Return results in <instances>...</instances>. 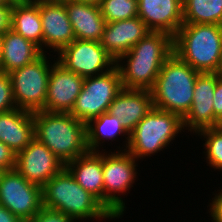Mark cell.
<instances>
[{
	"label": "cell",
	"instance_id": "cell-1",
	"mask_svg": "<svg viewBox=\"0 0 222 222\" xmlns=\"http://www.w3.org/2000/svg\"><path fill=\"white\" fill-rule=\"evenodd\" d=\"M172 53V36L164 32L149 31L116 61L115 66L119 70L123 89L151 90L162 65Z\"/></svg>",
	"mask_w": 222,
	"mask_h": 222
},
{
	"label": "cell",
	"instance_id": "cell-2",
	"mask_svg": "<svg viewBox=\"0 0 222 222\" xmlns=\"http://www.w3.org/2000/svg\"><path fill=\"white\" fill-rule=\"evenodd\" d=\"M34 138L46 145L64 165L89 152L86 123L70 113L33 112Z\"/></svg>",
	"mask_w": 222,
	"mask_h": 222
},
{
	"label": "cell",
	"instance_id": "cell-3",
	"mask_svg": "<svg viewBox=\"0 0 222 222\" xmlns=\"http://www.w3.org/2000/svg\"><path fill=\"white\" fill-rule=\"evenodd\" d=\"M42 206L67 216L86 219H115L116 217L91 193L84 190L64 167L41 187Z\"/></svg>",
	"mask_w": 222,
	"mask_h": 222
},
{
	"label": "cell",
	"instance_id": "cell-4",
	"mask_svg": "<svg viewBox=\"0 0 222 222\" xmlns=\"http://www.w3.org/2000/svg\"><path fill=\"white\" fill-rule=\"evenodd\" d=\"M199 74L172 53L162 65L151 89L154 108L176 113L183 118L191 108L194 85Z\"/></svg>",
	"mask_w": 222,
	"mask_h": 222
},
{
	"label": "cell",
	"instance_id": "cell-5",
	"mask_svg": "<svg viewBox=\"0 0 222 222\" xmlns=\"http://www.w3.org/2000/svg\"><path fill=\"white\" fill-rule=\"evenodd\" d=\"M173 53L200 73H215L222 54V25L183 24L173 37Z\"/></svg>",
	"mask_w": 222,
	"mask_h": 222
},
{
	"label": "cell",
	"instance_id": "cell-6",
	"mask_svg": "<svg viewBox=\"0 0 222 222\" xmlns=\"http://www.w3.org/2000/svg\"><path fill=\"white\" fill-rule=\"evenodd\" d=\"M184 130L183 118L152 108L129 133L127 151L137 160L163 151Z\"/></svg>",
	"mask_w": 222,
	"mask_h": 222
},
{
	"label": "cell",
	"instance_id": "cell-7",
	"mask_svg": "<svg viewBox=\"0 0 222 222\" xmlns=\"http://www.w3.org/2000/svg\"><path fill=\"white\" fill-rule=\"evenodd\" d=\"M118 147L120 150L116 152H102L104 206L116 219L122 218L126 211L125 201L120 194L126 195L133 187L138 165L134 156L127 150L123 151L124 147Z\"/></svg>",
	"mask_w": 222,
	"mask_h": 222
},
{
	"label": "cell",
	"instance_id": "cell-8",
	"mask_svg": "<svg viewBox=\"0 0 222 222\" xmlns=\"http://www.w3.org/2000/svg\"><path fill=\"white\" fill-rule=\"evenodd\" d=\"M49 59V56L47 59V54L43 53L34 62L9 73L17 108L30 112L44 110L53 65Z\"/></svg>",
	"mask_w": 222,
	"mask_h": 222
},
{
	"label": "cell",
	"instance_id": "cell-9",
	"mask_svg": "<svg viewBox=\"0 0 222 222\" xmlns=\"http://www.w3.org/2000/svg\"><path fill=\"white\" fill-rule=\"evenodd\" d=\"M122 89L120 73L116 66L101 75L86 77L70 114L87 124L106 113Z\"/></svg>",
	"mask_w": 222,
	"mask_h": 222
},
{
	"label": "cell",
	"instance_id": "cell-10",
	"mask_svg": "<svg viewBox=\"0 0 222 222\" xmlns=\"http://www.w3.org/2000/svg\"><path fill=\"white\" fill-rule=\"evenodd\" d=\"M0 204L26 222L43 207L41 187L27 181L15 169L4 171L0 177Z\"/></svg>",
	"mask_w": 222,
	"mask_h": 222
},
{
	"label": "cell",
	"instance_id": "cell-11",
	"mask_svg": "<svg viewBox=\"0 0 222 222\" xmlns=\"http://www.w3.org/2000/svg\"><path fill=\"white\" fill-rule=\"evenodd\" d=\"M57 58L67 70L84 78L106 73L116 64L100 42L80 39L65 46Z\"/></svg>",
	"mask_w": 222,
	"mask_h": 222
},
{
	"label": "cell",
	"instance_id": "cell-12",
	"mask_svg": "<svg viewBox=\"0 0 222 222\" xmlns=\"http://www.w3.org/2000/svg\"><path fill=\"white\" fill-rule=\"evenodd\" d=\"M64 167L62 161L35 138L26 148L16 154L15 170L27 181L40 187Z\"/></svg>",
	"mask_w": 222,
	"mask_h": 222
},
{
	"label": "cell",
	"instance_id": "cell-13",
	"mask_svg": "<svg viewBox=\"0 0 222 222\" xmlns=\"http://www.w3.org/2000/svg\"><path fill=\"white\" fill-rule=\"evenodd\" d=\"M84 79L54 60L49 75L44 111L70 113L81 92Z\"/></svg>",
	"mask_w": 222,
	"mask_h": 222
},
{
	"label": "cell",
	"instance_id": "cell-14",
	"mask_svg": "<svg viewBox=\"0 0 222 222\" xmlns=\"http://www.w3.org/2000/svg\"><path fill=\"white\" fill-rule=\"evenodd\" d=\"M39 10L43 29V53L48 52L45 51L47 47V50L59 53L75 40L64 0H39Z\"/></svg>",
	"mask_w": 222,
	"mask_h": 222
},
{
	"label": "cell",
	"instance_id": "cell-15",
	"mask_svg": "<svg viewBox=\"0 0 222 222\" xmlns=\"http://www.w3.org/2000/svg\"><path fill=\"white\" fill-rule=\"evenodd\" d=\"M217 75L200 73L194 85L193 102L190 110L183 117L184 129L193 134L206 128L214 127L213 97Z\"/></svg>",
	"mask_w": 222,
	"mask_h": 222
},
{
	"label": "cell",
	"instance_id": "cell-16",
	"mask_svg": "<svg viewBox=\"0 0 222 222\" xmlns=\"http://www.w3.org/2000/svg\"><path fill=\"white\" fill-rule=\"evenodd\" d=\"M182 0H139L138 16L149 31L174 37L183 25Z\"/></svg>",
	"mask_w": 222,
	"mask_h": 222
},
{
	"label": "cell",
	"instance_id": "cell-17",
	"mask_svg": "<svg viewBox=\"0 0 222 222\" xmlns=\"http://www.w3.org/2000/svg\"><path fill=\"white\" fill-rule=\"evenodd\" d=\"M149 33L139 16L106 23L101 45L115 62Z\"/></svg>",
	"mask_w": 222,
	"mask_h": 222
},
{
	"label": "cell",
	"instance_id": "cell-18",
	"mask_svg": "<svg viewBox=\"0 0 222 222\" xmlns=\"http://www.w3.org/2000/svg\"><path fill=\"white\" fill-rule=\"evenodd\" d=\"M153 107L151 90L122 89L107 112L120 119L130 133Z\"/></svg>",
	"mask_w": 222,
	"mask_h": 222
},
{
	"label": "cell",
	"instance_id": "cell-19",
	"mask_svg": "<svg viewBox=\"0 0 222 222\" xmlns=\"http://www.w3.org/2000/svg\"><path fill=\"white\" fill-rule=\"evenodd\" d=\"M75 39L100 42L106 26L98 5L64 0Z\"/></svg>",
	"mask_w": 222,
	"mask_h": 222
},
{
	"label": "cell",
	"instance_id": "cell-20",
	"mask_svg": "<svg viewBox=\"0 0 222 222\" xmlns=\"http://www.w3.org/2000/svg\"><path fill=\"white\" fill-rule=\"evenodd\" d=\"M34 139L33 112L16 108L0 113V141L16 154Z\"/></svg>",
	"mask_w": 222,
	"mask_h": 222
},
{
	"label": "cell",
	"instance_id": "cell-21",
	"mask_svg": "<svg viewBox=\"0 0 222 222\" xmlns=\"http://www.w3.org/2000/svg\"><path fill=\"white\" fill-rule=\"evenodd\" d=\"M101 152H88L65 165L76 182L104 205V186Z\"/></svg>",
	"mask_w": 222,
	"mask_h": 222
},
{
	"label": "cell",
	"instance_id": "cell-22",
	"mask_svg": "<svg viewBox=\"0 0 222 222\" xmlns=\"http://www.w3.org/2000/svg\"><path fill=\"white\" fill-rule=\"evenodd\" d=\"M42 54L43 52L36 44L10 29L2 34L0 71L9 74L34 62Z\"/></svg>",
	"mask_w": 222,
	"mask_h": 222
},
{
	"label": "cell",
	"instance_id": "cell-23",
	"mask_svg": "<svg viewBox=\"0 0 222 222\" xmlns=\"http://www.w3.org/2000/svg\"><path fill=\"white\" fill-rule=\"evenodd\" d=\"M11 29L36 44L43 52V29L39 0H15L11 12Z\"/></svg>",
	"mask_w": 222,
	"mask_h": 222
},
{
	"label": "cell",
	"instance_id": "cell-24",
	"mask_svg": "<svg viewBox=\"0 0 222 222\" xmlns=\"http://www.w3.org/2000/svg\"><path fill=\"white\" fill-rule=\"evenodd\" d=\"M86 133L89 152H99V149L104 145L102 143H104L105 140H111V142L113 140L115 141L118 138V135H128L125 137L126 139L124 142L126 143L122 145L125 146L123 151H126L128 148L129 133L123 127L121 120L109 112L103 113L99 117L90 120L86 124Z\"/></svg>",
	"mask_w": 222,
	"mask_h": 222
},
{
	"label": "cell",
	"instance_id": "cell-25",
	"mask_svg": "<svg viewBox=\"0 0 222 222\" xmlns=\"http://www.w3.org/2000/svg\"><path fill=\"white\" fill-rule=\"evenodd\" d=\"M183 24L222 25V0H182Z\"/></svg>",
	"mask_w": 222,
	"mask_h": 222
},
{
	"label": "cell",
	"instance_id": "cell-26",
	"mask_svg": "<svg viewBox=\"0 0 222 222\" xmlns=\"http://www.w3.org/2000/svg\"><path fill=\"white\" fill-rule=\"evenodd\" d=\"M99 7L107 23L138 16V2L135 0H102Z\"/></svg>",
	"mask_w": 222,
	"mask_h": 222
},
{
	"label": "cell",
	"instance_id": "cell-27",
	"mask_svg": "<svg viewBox=\"0 0 222 222\" xmlns=\"http://www.w3.org/2000/svg\"><path fill=\"white\" fill-rule=\"evenodd\" d=\"M198 136L204 137L203 144L206 152V162L213 169L222 170V129L217 127L206 128L199 131Z\"/></svg>",
	"mask_w": 222,
	"mask_h": 222
},
{
	"label": "cell",
	"instance_id": "cell-28",
	"mask_svg": "<svg viewBox=\"0 0 222 222\" xmlns=\"http://www.w3.org/2000/svg\"><path fill=\"white\" fill-rule=\"evenodd\" d=\"M10 76L0 71V113L16 109Z\"/></svg>",
	"mask_w": 222,
	"mask_h": 222
},
{
	"label": "cell",
	"instance_id": "cell-29",
	"mask_svg": "<svg viewBox=\"0 0 222 222\" xmlns=\"http://www.w3.org/2000/svg\"><path fill=\"white\" fill-rule=\"evenodd\" d=\"M26 222H77L66 214L42 207L40 211Z\"/></svg>",
	"mask_w": 222,
	"mask_h": 222
},
{
	"label": "cell",
	"instance_id": "cell-30",
	"mask_svg": "<svg viewBox=\"0 0 222 222\" xmlns=\"http://www.w3.org/2000/svg\"><path fill=\"white\" fill-rule=\"evenodd\" d=\"M16 167V153L0 141V168L3 171L14 170Z\"/></svg>",
	"mask_w": 222,
	"mask_h": 222
},
{
	"label": "cell",
	"instance_id": "cell-31",
	"mask_svg": "<svg viewBox=\"0 0 222 222\" xmlns=\"http://www.w3.org/2000/svg\"><path fill=\"white\" fill-rule=\"evenodd\" d=\"M213 109L214 127H217L219 125L220 120L222 119V79L218 76L214 90Z\"/></svg>",
	"mask_w": 222,
	"mask_h": 222
},
{
	"label": "cell",
	"instance_id": "cell-32",
	"mask_svg": "<svg viewBox=\"0 0 222 222\" xmlns=\"http://www.w3.org/2000/svg\"><path fill=\"white\" fill-rule=\"evenodd\" d=\"M14 1L11 0L9 3L0 4V35L11 29V12Z\"/></svg>",
	"mask_w": 222,
	"mask_h": 222
},
{
	"label": "cell",
	"instance_id": "cell-33",
	"mask_svg": "<svg viewBox=\"0 0 222 222\" xmlns=\"http://www.w3.org/2000/svg\"><path fill=\"white\" fill-rule=\"evenodd\" d=\"M218 194L215 193V197L212 198V202L210 203V216L212 222H222V190H218Z\"/></svg>",
	"mask_w": 222,
	"mask_h": 222
},
{
	"label": "cell",
	"instance_id": "cell-34",
	"mask_svg": "<svg viewBox=\"0 0 222 222\" xmlns=\"http://www.w3.org/2000/svg\"><path fill=\"white\" fill-rule=\"evenodd\" d=\"M0 222H23V221L0 204Z\"/></svg>",
	"mask_w": 222,
	"mask_h": 222
},
{
	"label": "cell",
	"instance_id": "cell-35",
	"mask_svg": "<svg viewBox=\"0 0 222 222\" xmlns=\"http://www.w3.org/2000/svg\"><path fill=\"white\" fill-rule=\"evenodd\" d=\"M70 1L89 3V4H94V5L99 6V4L101 3L102 0H70Z\"/></svg>",
	"mask_w": 222,
	"mask_h": 222
},
{
	"label": "cell",
	"instance_id": "cell-36",
	"mask_svg": "<svg viewBox=\"0 0 222 222\" xmlns=\"http://www.w3.org/2000/svg\"><path fill=\"white\" fill-rule=\"evenodd\" d=\"M215 74L222 79V54Z\"/></svg>",
	"mask_w": 222,
	"mask_h": 222
},
{
	"label": "cell",
	"instance_id": "cell-37",
	"mask_svg": "<svg viewBox=\"0 0 222 222\" xmlns=\"http://www.w3.org/2000/svg\"><path fill=\"white\" fill-rule=\"evenodd\" d=\"M2 55V35H0V60Z\"/></svg>",
	"mask_w": 222,
	"mask_h": 222
},
{
	"label": "cell",
	"instance_id": "cell-38",
	"mask_svg": "<svg viewBox=\"0 0 222 222\" xmlns=\"http://www.w3.org/2000/svg\"><path fill=\"white\" fill-rule=\"evenodd\" d=\"M11 0H0V4H6L9 3Z\"/></svg>",
	"mask_w": 222,
	"mask_h": 222
},
{
	"label": "cell",
	"instance_id": "cell-39",
	"mask_svg": "<svg viewBox=\"0 0 222 222\" xmlns=\"http://www.w3.org/2000/svg\"><path fill=\"white\" fill-rule=\"evenodd\" d=\"M221 129H222V119L220 120L219 122V125H218Z\"/></svg>",
	"mask_w": 222,
	"mask_h": 222
},
{
	"label": "cell",
	"instance_id": "cell-40",
	"mask_svg": "<svg viewBox=\"0 0 222 222\" xmlns=\"http://www.w3.org/2000/svg\"><path fill=\"white\" fill-rule=\"evenodd\" d=\"M3 172H4V171L0 168V177H1V175H2Z\"/></svg>",
	"mask_w": 222,
	"mask_h": 222
}]
</instances>
